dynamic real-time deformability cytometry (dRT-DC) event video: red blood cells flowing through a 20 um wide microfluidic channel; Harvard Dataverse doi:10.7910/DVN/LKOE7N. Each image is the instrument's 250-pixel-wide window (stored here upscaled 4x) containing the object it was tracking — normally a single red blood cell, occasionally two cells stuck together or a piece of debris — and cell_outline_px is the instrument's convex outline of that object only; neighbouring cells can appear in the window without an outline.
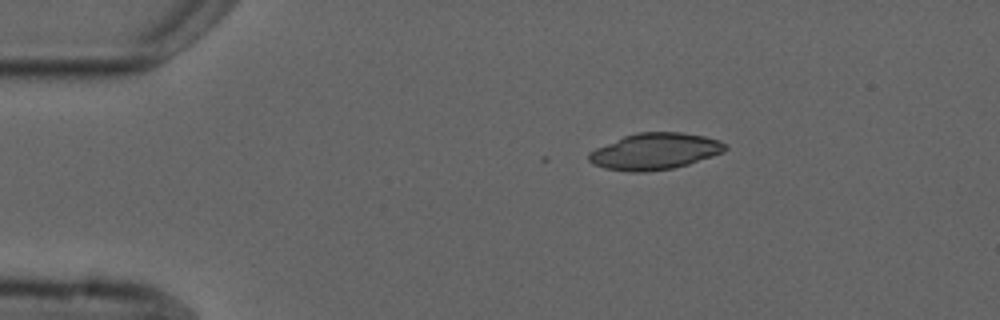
{"species": "common noctule bat (a hibernating species)", "species_latin": "Nyctalus noctula", "temperature_condition": "cold", "stored_images_in_passage": 2, "camera_frame_rate_fps": 3000, "um_per_image_px": 0.085, "animal": {"sex": "male", "forearm_length_mm": 52.5}, "frame": {"image": 1, "passage_image": 1, "time_ms": 0.0, "image_size_px": [1000, 320], "cell_outline_px": [[728, 148], [724, 152], [688, 164], [672, 168], [648, 172], [628, 172], [604, 168], [592, 164], [588, 160], [588, 152], [596, 148], [624, 136], [636, 132], [680, 132], [704, 136], [720, 140]], "centroid_in_image_um": [55.64, 12.87], "position_along_channel_um": 29.4, "area_um2": 29.02}}